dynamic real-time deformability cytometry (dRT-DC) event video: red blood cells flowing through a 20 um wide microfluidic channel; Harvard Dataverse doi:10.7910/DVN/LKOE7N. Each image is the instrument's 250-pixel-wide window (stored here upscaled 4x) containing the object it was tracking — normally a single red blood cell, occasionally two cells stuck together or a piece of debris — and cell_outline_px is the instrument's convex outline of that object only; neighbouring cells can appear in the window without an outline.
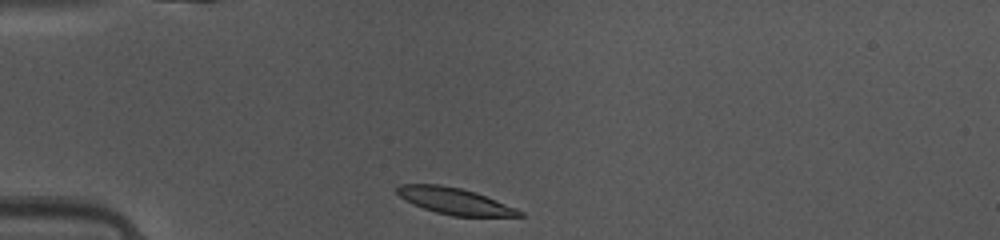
{"species": "common noctule bat (a hibernating species)", "species_latin": "Nyctalus noctula", "temperature_condition": "warm", "stored_images_in_passage": 36, "camera_frame_rate_fps": 3000, "um_per_image_px": 0.085, "animal": {"sex": "female", "body_mass_g": 10.0, "forearm_length_mm": 53.1}, "frame": {"image": 1, "passage_image": 1, "time_ms": 0.0, "image_size_px": [1000, 240], "cell_outline_px": [[524, 216], [452, 216], [436, 212], [412, 204], [400, 196], [396, 192], [396, 188], [400, 184], [440, 184], [460, 188], [476, 192], [516, 208], [524, 212]], "centroid_in_image_um": [38.64, 17.09], "position_along_channel_um": 46.4, "area_um2": 18.79}}
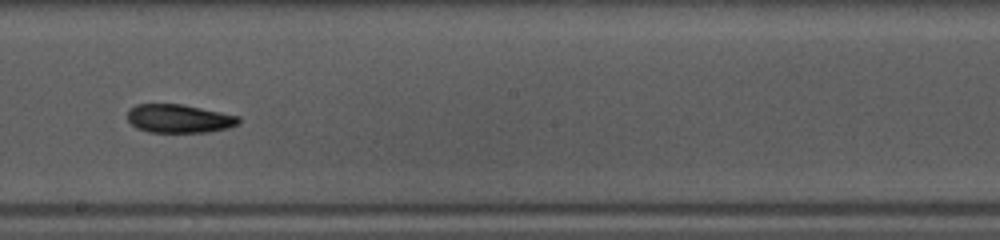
{"frame": {"image": 2, "passage_image": 16, "time_ms": 5.0, "image_size_px": [1000, 240], "cell_outline_px": [[240, 124], [228, 128], [208, 132], [148, 132], [136, 128], [128, 120], [128, 108], [136, 104], [180, 104], [240, 116]], "centroid_in_image_um": [15.21, 10.08], "position_along_channel_um": 233.0, "area_um2": 18.5}}
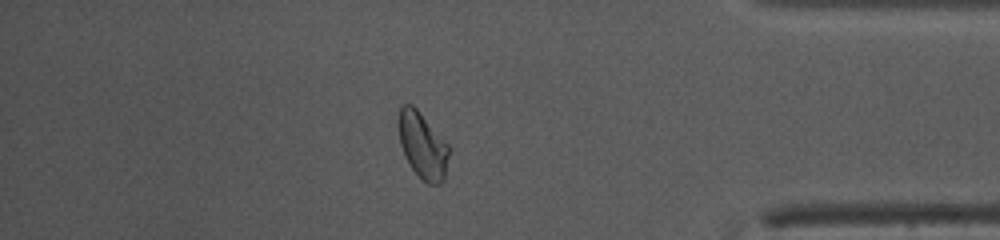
{"frame": {"image": 3, "passage_image": 30, "time_ms": 9.667, "image_size_px": [1000, 240], "cell_outline_px": [[448, 156], [444, 180], [440, 184], [428, 184], [412, 168], [404, 156], [400, 144], [396, 124], [400, 108], [404, 104], [412, 104], [416, 108], [448, 144]], "centroid_in_image_um": [35.88, 12.34], "position_along_channel_um": 399.3, "area_um2": 19.36}, "authors_computed_cell_mechanics": {"area_um2": 18.9584, "velocity_mm_per_s": 4.1236, "shape_relaxation_time_tau1_ms": 5.7776, "shape_relaxation_time_tau2_ms": null, "deformation_change_tau1": 0.1592, "deformation_change_tau2": null}}